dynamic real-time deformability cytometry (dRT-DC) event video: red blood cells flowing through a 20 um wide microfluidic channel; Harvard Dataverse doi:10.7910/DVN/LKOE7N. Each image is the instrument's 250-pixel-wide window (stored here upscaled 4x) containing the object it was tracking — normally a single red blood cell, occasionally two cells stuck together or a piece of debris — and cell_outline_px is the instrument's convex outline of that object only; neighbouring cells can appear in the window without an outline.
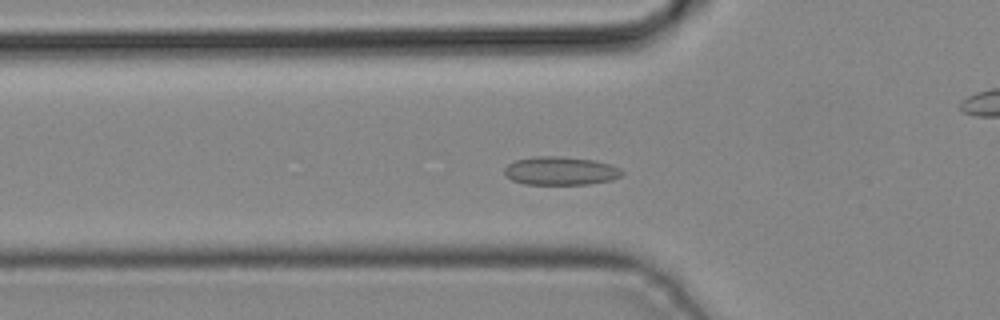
{"species": "common noctule bat (a hibernating species)", "species_latin": "Nyctalus noctula", "temperature_condition": "cold", "stored_images_in_passage": 39, "camera_frame_rate_fps": 3000, "um_per_image_px": 0.085, "animal": {"sex": "male", "body_mass_g": 19.2, "forearm_length_mm": 51.8}, "frame": {"image": 1, "passage_image": 9, "time_ms": 2.667, "image_size_px": [1000, 320], "cell_outline_px": [[624, 172], [620, 176], [612, 180], [588, 184], [524, 184], [512, 180], [504, 176], [504, 168], [508, 164], [516, 160], [532, 156], [560, 156], [596, 160], [620, 168]], "centroid_in_image_um": [47.62, 14.52], "position_along_channel_um": 78.2, "area_um2": 19.59}}
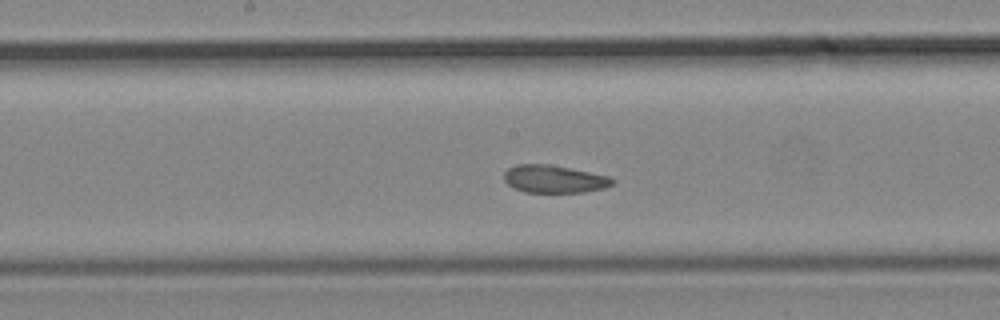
{"frame": {"image": 2, "passage_image": 17, "time_ms": 5.333, "image_size_px": [1000, 320], "cell_outline_px": [[616, 180], [612, 184], [604, 188], [584, 192], [524, 192], [508, 184], [504, 180], [504, 172], [508, 168], [516, 164], [548, 164], [608, 176]], "centroid_in_image_um": [47.08, 15.21], "position_along_channel_um": 201.1, "area_um2": 17.28}}
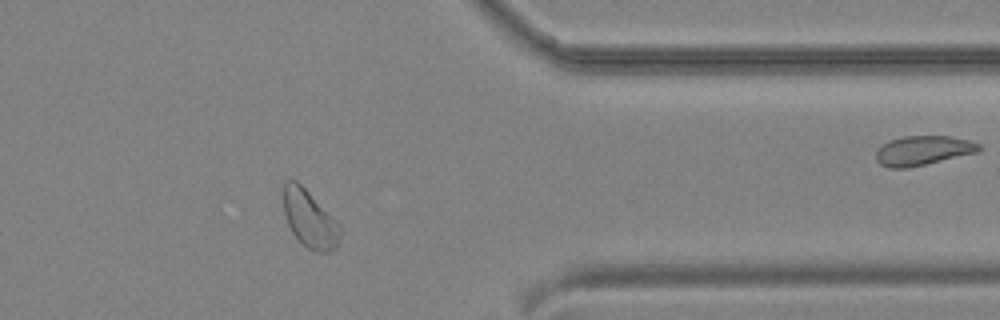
{"frame": {"image": 3, "passage_image": 30, "time_ms": 9.667, "image_size_px": [1000, 320], "cell_outline_px": [[340, 232], [336, 248], [332, 252], [316, 252], [308, 248], [292, 232], [288, 224], [284, 212], [284, 184], [288, 180], [296, 180], [340, 224]], "centroid_in_image_um": [26.33, 18.63], "position_along_channel_um": 385.1, "area_um2": 18.5}}